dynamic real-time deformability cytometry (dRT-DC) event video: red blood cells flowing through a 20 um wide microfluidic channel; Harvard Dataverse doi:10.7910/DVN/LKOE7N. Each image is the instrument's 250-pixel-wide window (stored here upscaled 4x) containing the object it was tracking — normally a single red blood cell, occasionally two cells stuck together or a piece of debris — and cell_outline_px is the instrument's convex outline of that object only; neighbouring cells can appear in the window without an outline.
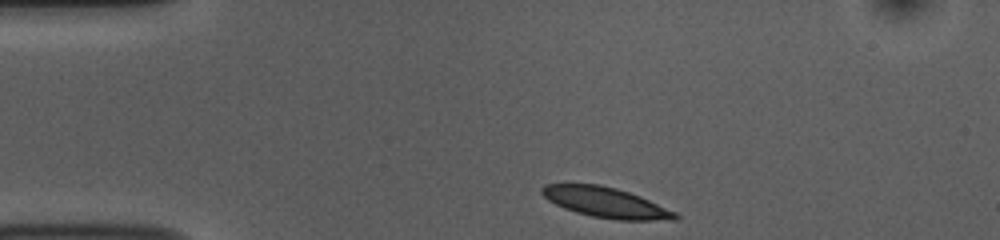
{"species": "common noctule bat (a hibernating species)", "species_latin": "Nyctalus noctula", "temperature_condition": "room temperature", "stored_images_in_passage": 36, "camera_frame_rate_fps": 3000, "um_per_image_px": 0.085, "animal": {"sex": "female", "body_mass_g": 10.0, "forearm_length_mm": 53.1}, "frame": {"image": 1, "passage_image": 1, "time_ms": 0.0, "image_size_px": [1000, 240], "cell_outline_px": [[680, 220], [616, 220], [592, 216], [576, 212], [564, 208], [548, 200], [540, 192], [540, 188], [544, 184], [600, 184], [616, 188], [640, 196], [676, 212], [680, 216]], "centroid_in_image_um": [51.51, 17.21], "position_along_channel_um": 33.5, "area_um2": 23.52}}
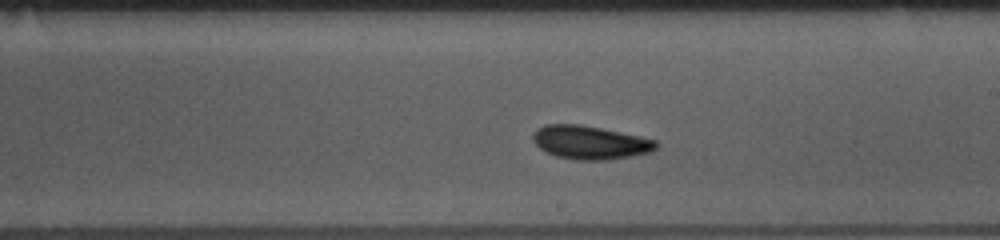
{"frame": {"image": 2, "passage_image": 21, "time_ms": 6.667, "image_size_px": [1000, 240], "cell_outline_px": [[660, 148], [652, 152], [608, 160], [576, 160], [556, 156], [544, 152], [532, 140], [532, 136], [536, 128], [544, 124], [580, 124], [640, 136], [656, 140], [660, 144]], "centroid_in_image_um": [50.17, 12.11], "position_along_channel_um": 238.8, "area_um2": 24.33}}
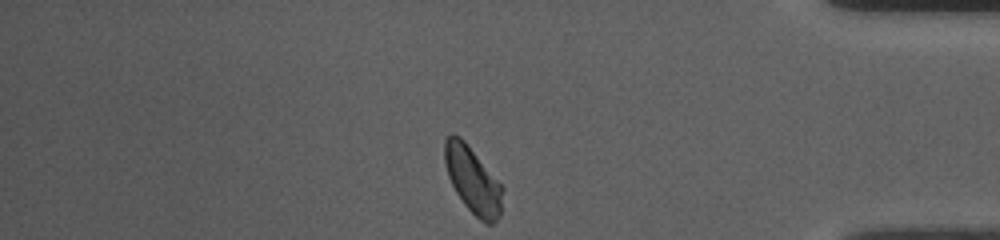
{"frame": {"image": 3, "passage_image": 36, "time_ms": 11.667, "image_size_px": [1000, 240], "cell_outline_px": [[504, 188], [500, 216], [492, 224], [488, 224], [480, 220], [464, 204], [456, 192], [448, 176], [444, 164], [444, 140], [452, 132], [460, 136], [464, 140]], "centroid_in_image_um": [40.17, 15.29], "position_along_channel_um": 395.0, "area_um2": 22.37}, "authors_computed_cell_mechanics": {"area_um2": 23.5824, "velocity_mm_per_s": 3.7074, "shape_relaxation_time_tau1_ms": 3.7183, "shape_relaxation_time_tau2_ms": 2.1572, "deformation_change_tau1": 0.0992, "deformation_change_tau2": 0.0699}}